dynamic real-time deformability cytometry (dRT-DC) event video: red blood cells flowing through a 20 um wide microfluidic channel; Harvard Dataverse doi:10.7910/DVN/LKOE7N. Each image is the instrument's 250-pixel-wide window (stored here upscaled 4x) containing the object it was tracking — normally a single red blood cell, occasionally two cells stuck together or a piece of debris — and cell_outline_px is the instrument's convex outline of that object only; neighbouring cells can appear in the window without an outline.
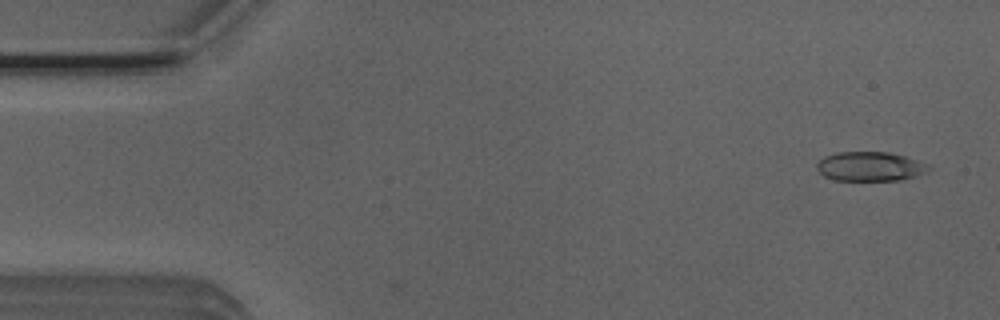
{"species": "Egyptian fruit bat (a non-hibernating species)", "species_latin": "Rousettus aegyptiacus", "temperature_condition": "room temperature", "stored_images_in_passage": 3, "camera_frame_rate_fps": 3000, "um_per_image_px": 0.085, "animal": {"sex": "male"}, "frame": {"image": 1, "passage_image": 3, "time_ms": 0.667, "image_size_px": [1000, 320], "cell_outline_px": [[932, 168], [928, 172], [916, 176], [900, 180], [836, 180], [824, 176], [816, 168], [816, 164], [824, 156], [836, 152], [888, 152], [904, 156], [928, 164]], "centroid_in_image_um": [73.97, 14.15], "position_along_channel_um": 11.0, "area_um2": 19.13}}